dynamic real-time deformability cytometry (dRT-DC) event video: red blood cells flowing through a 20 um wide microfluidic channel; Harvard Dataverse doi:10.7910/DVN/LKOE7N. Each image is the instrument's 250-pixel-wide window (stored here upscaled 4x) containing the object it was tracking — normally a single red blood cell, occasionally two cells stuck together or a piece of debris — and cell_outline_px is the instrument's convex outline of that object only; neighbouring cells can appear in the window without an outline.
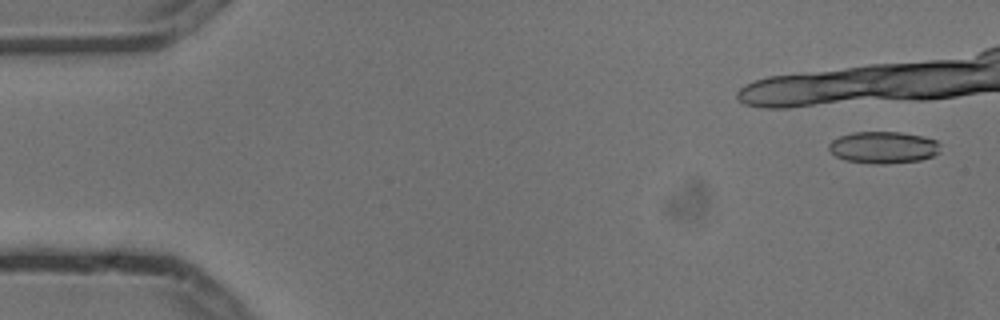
{"species": "common noctule bat (a hibernating species)", "species_latin": "Nyctalus noctula", "temperature_condition": "cold", "stored_images_in_passage": 2, "camera_frame_rate_fps": 3000, "um_per_image_px": 0.085, "animal": {"sex": "male", "body_mass_g": 13.3}, "frame": {"image": 1, "passage_image": 1, "time_ms": 0.0, "image_size_px": [1000, 320], "cell_outline_px": [[940, 152], [932, 156], [920, 160], [884, 164], [872, 164], [844, 160], [836, 156], [828, 148], [828, 144], [832, 140], [840, 136], [852, 132], [900, 132], [924, 136], [936, 140], [940, 144]], "centroid_in_image_um": [75.09, 12.53], "position_along_channel_um": 9.9, "area_um2": 20.87}}